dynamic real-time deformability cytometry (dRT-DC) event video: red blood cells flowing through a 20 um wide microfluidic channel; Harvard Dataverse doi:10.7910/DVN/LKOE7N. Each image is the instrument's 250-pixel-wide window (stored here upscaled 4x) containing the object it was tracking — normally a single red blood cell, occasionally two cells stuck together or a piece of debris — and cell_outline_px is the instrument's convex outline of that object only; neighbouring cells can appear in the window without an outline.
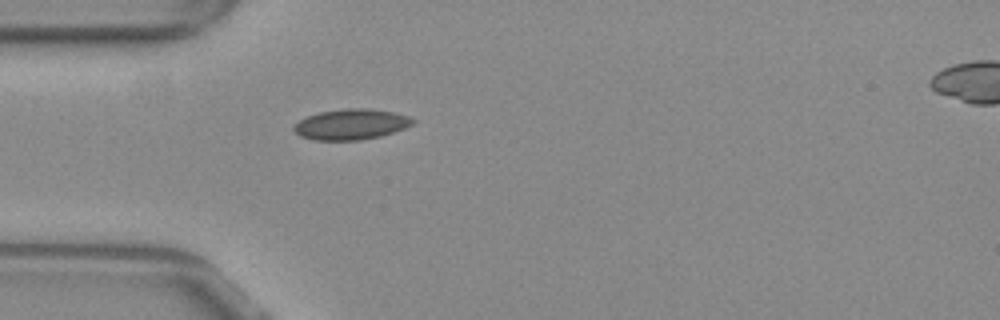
{"species": "common noctule bat (a hibernating species)", "species_latin": "Nyctalus noctula", "temperature_condition": "warm", "stored_images_in_passage": 39, "camera_frame_rate_fps": 3000, "um_per_image_px": 0.085, "animal": {"sex": "female", "body_mass_g": 29.2, "forearm_length_mm": 56.3}, "frame": {"image": 1, "passage_image": 1, "time_ms": 0.0, "image_size_px": [1000, 320], "cell_outline_px": [[416, 120], [412, 124], [404, 128], [380, 136], [360, 140], [316, 140], [300, 136], [292, 128], [300, 120], [308, 116], [320, 112], [344, 108], [368, 108], [392, 112], [408, 116]], "centroid_in_image_um": [29.84, 10.56], "position_along_channel_um": 55.2, "area_um2": 20.98}}
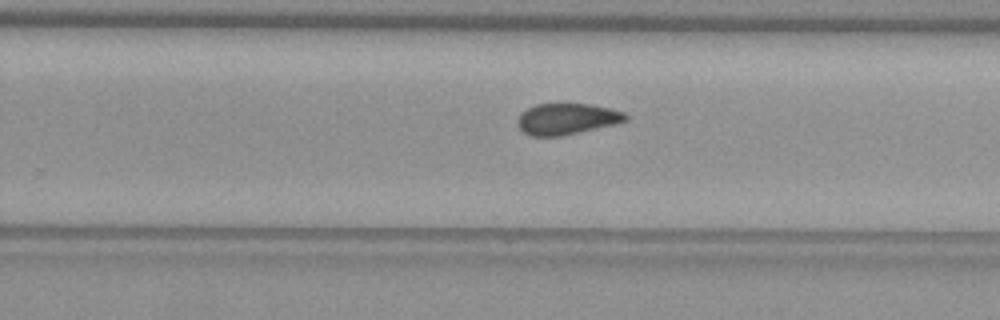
{"frame": {"image": 2, "passage_image": 19, "time_ms": 6.0, "image_size_px": [1000, 320], "cell_outline_px": [[628, 120], [612, 124], [560, 136], [528, 136], [516, 124], [516, 120], [520, 112], [536, 104], [592, 104], [624, 112], [628, 116]], "centroid_in_image_um": [48.11, 10.1], "position_along_channel_um": 281.7, "area_um2": 19.48}}
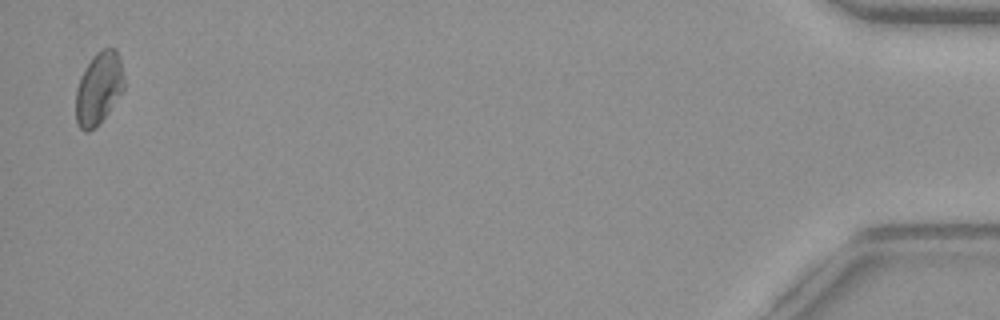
{"frame": {"image": 3, "passage_image": 38, "time_ms": 12.333, "image_size_px": [1000, 320], "cell_outline_px": [[124, 92], [96, 128], [88, 132], [84, 132], [80, 128], [76, 120], [76, 88], [92, 56], [96, 52], [104, 48], [116, 48], [120, 60], [124, 80]], "centroid_in_image_um": [8.41, 7.54], "position_along_channel_um": 426.8, "area_um2": 20.4}, "authors_computed_cell_mechanics": {"area_um2": 20.1144, "velocity_mm_per_s": 3.8485, "shape_relaxation_time_tau1_ms": null, "shape_relaxation_time_tau2_ms": 3.1542, "deformation_change_tau1": null, "deformation_change_tau2": 0.0698}}